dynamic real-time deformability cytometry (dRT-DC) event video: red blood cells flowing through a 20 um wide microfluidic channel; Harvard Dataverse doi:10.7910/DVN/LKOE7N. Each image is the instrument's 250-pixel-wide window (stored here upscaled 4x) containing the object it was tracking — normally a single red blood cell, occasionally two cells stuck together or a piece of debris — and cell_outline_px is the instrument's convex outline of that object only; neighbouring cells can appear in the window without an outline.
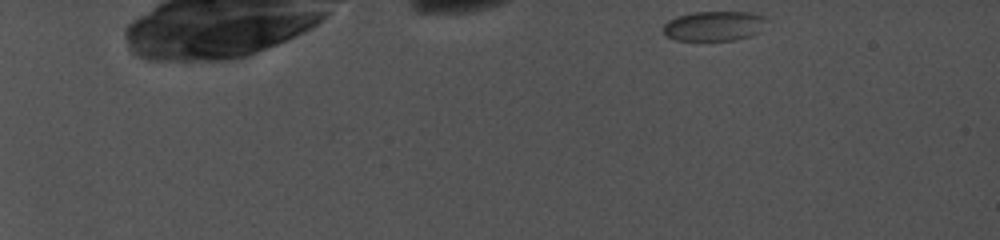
{"species": "common noctule bat (a hibernating species)", "species_latin": "Nyctalus noctula", "temperature_condition": "cold", "stored_images_in_passage": 32, "camera_frame_rate_fps": 5000, "um_per_image_px": 0.085, "animal": {"sex": "female", "body_mass_g": 19.0, "forearm_length_mm": 56.7}, "frame": {"image": 1, "passage_image": 1, "time_ms": 0.0, "image_size_px": [1000, 240], "cell_outline_px": [[768, 20], [760, 32], [752, 36], [736, 40], [676, 40], [668, 36], [664, 32], [664, 24], [668, 20], [676, 16], [696, 12], [752, 12], [764, 16]], "centroid_in_image_um": [60.75, 2.2], "position_along_channel_um": 24.2, "area_um2": 18.09}}
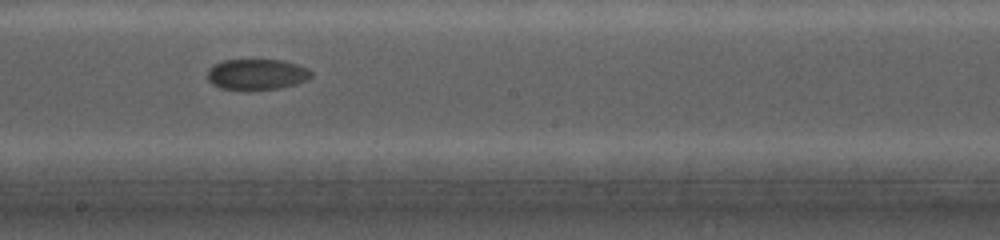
{"frame": {"image": 2, "passage_image": 23, "time_ms": 11.0, "image_size_px": [1000, 240], "cell_outline_px": [[312, 76], [296, 84], [280, 88], [248, 92], [244, 92], [220, 88], [212, 84], [208, 80], [208, 68], [212, 64], [224, 60], [280, 60], [296, 64], [308, 68], [312, 72]], "centroid_in_image_um": [21.78, 6.35], "position_along_channel_um": 226.4, "area_um2": 19.13}}
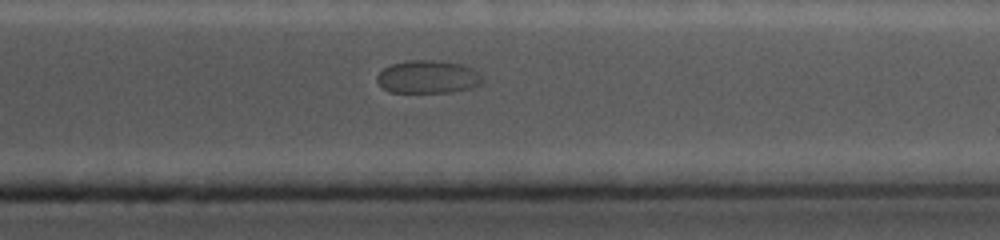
{"frame": {"image": 3, "passage_image": 32, "time_ms": 15.0, "image_size_px": [1000, 240], "cell_outline_px": [[484, 84], [468, 88], [448, 92], [392, 92], [384, 88], [376, 80], [376, 76], [384, 68], [392, 64], [408, 60], [440, 60], [464, 64], [480, 72], [484, 76]], "centroid_in_image_um": [36.44, 6.52], "position_along_channel_um": 375.0, "area_um2": 20.46}}